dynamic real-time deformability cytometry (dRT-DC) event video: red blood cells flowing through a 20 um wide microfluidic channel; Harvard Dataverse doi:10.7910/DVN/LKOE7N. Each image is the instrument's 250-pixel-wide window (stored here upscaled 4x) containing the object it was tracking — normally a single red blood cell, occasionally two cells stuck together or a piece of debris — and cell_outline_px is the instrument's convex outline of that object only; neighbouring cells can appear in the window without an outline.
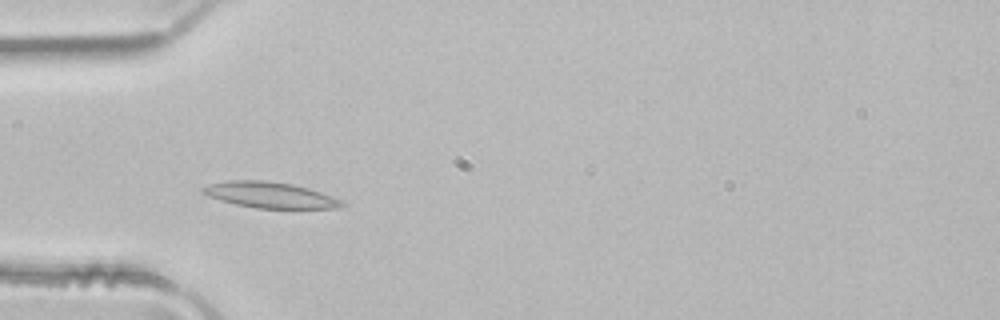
{"species": "common noctule bat (a hibernating species)", "species_latin": "Nyctalus noctula", "temperature_condition": "room temperature", "stored_images_in_passage": 2, "camera_frame_rate_fps": 3000, "um_per_image_px": 0.085, "animal": {"sex": "male", "body_mass_g": 21.5, "forearm_length_mm": 52.0}, "frame": {"image": 1, "passage_image": 1, "time_ms": 0.0, "image_size_px": [1000, 320], "cell_outline_px": [[344, 204], [340, 208], [256, 208], [236, 204], [220, 200], [208, 196], [200, 192], [200, 188], [208, 184], [224, 180], [268, 180], [292, 184], [308, 188], [344, 200]], "centroid_in_image_um": [22.91, 16.56], "position_along_channel_um": 62.1, "area_um2": 21.15}}
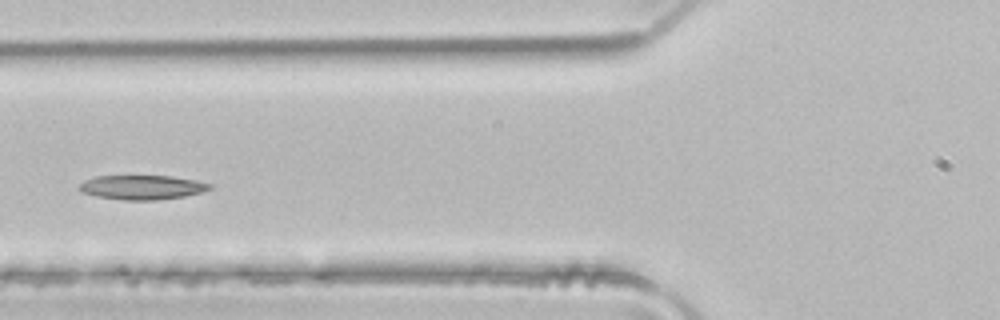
{"frame": {"image": 2, "passage_image": 2, "time_ms": 0.333, "image_size_px": [1000, 320], "cell_outline_px": [[212, 188], [200, 192], [184, 196], [156, 200], [120, 200], [96, 196], [84, 192], [80, 188], [80, 184], [84, 180], [96, 176], [172, 176], [196, 180], [212, 184]], "centroid_in_image_um": [12.09, 15.92], "position_along_channel_um": 113.7, "area_um2": 18.38}}